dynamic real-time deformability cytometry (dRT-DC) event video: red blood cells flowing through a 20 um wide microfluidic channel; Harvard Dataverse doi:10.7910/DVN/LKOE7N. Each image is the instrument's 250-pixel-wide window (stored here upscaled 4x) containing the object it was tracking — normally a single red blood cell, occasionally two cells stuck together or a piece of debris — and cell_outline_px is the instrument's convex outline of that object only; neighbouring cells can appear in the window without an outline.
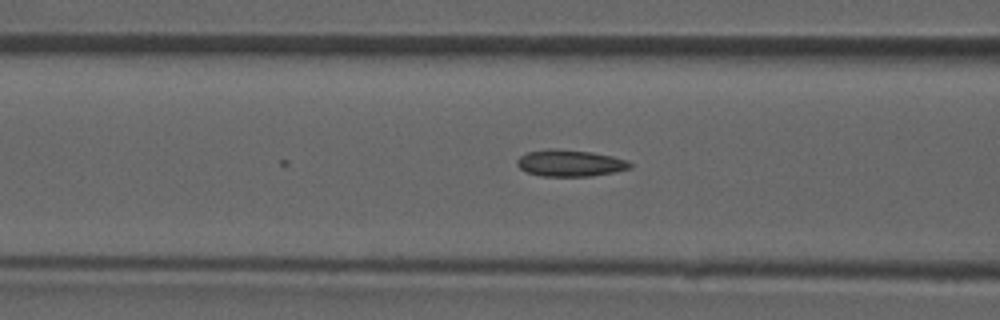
{"species": "common noctule bat (a hibernating species)", "species_latin": "Nyctalus noctula", "temperature_condition": "room temperature", "stored_images_in_passage": 19, "camera_frame_rate_fps": 3000, "um_per_image_px": 0.085, "animal": {"sex": "male", "forearm_length_mm": 52.5}, "frame": {"image": 1, "passage_image": 19, "time_ms": 6.0, "image_size_px": [1000, 320], "cell_outline_px": [[632, 168], [616, 172], [588, 176], [540, 176], [528, 172], [520, 168], [516, 164], [516, 160], [520, 156], [528, 152], [548, 148], [556, 148], [592, 152], [612, 156], [628, 160], [632, 164]], "centroid_in_image_um": [48.47, 13.86], "position_along_channel_um": 118.1, "area_um2": 17.69}}